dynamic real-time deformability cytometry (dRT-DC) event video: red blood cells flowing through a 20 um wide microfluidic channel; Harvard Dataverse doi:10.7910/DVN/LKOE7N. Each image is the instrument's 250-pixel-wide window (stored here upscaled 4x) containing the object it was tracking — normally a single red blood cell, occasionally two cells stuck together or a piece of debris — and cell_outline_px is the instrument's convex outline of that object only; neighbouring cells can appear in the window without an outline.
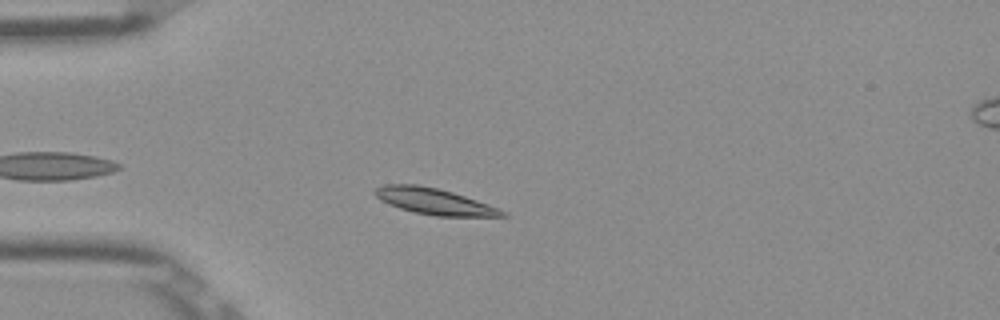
{"species": "Egyptian fruit bat (a non-hibernating species)", "species_latin": "Rousettus aegyptiacus", "temperature_condition": "room temperature", "stored_images_in_passage": 34, "camera_frame_rate_fps": 3000, "um_per_image_px": 0.085, "frame": {"image": 1, "passage_image": 6, "time_ms": 1.667, "image_size_px": [1000, 320], "cell_outline_px": [[508, 216], [436, 216], [416, 212], [400, 208], [388, 204], [380, 200], [372, 192], [376, 188], [384, 184], [416, 184], [436, 188], [452, 192], [488, 204], [508, 212]], "centroid_in_image_um": [36.89, 17.11], "position_along_channel_um": 48.1, "area_um2": 19.25}}
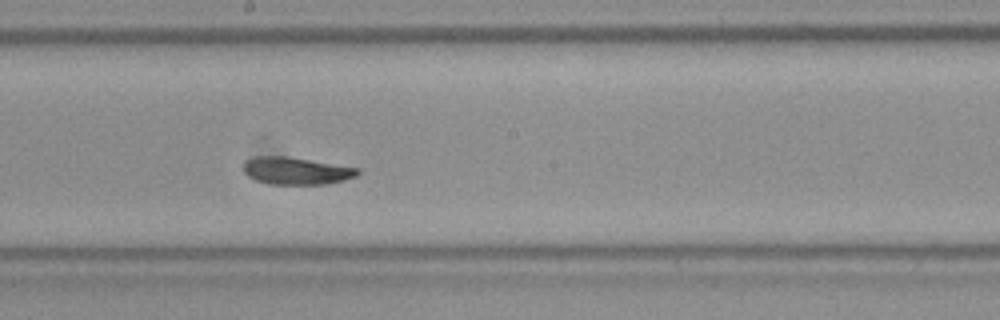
{"frame": {"image": 2, "passage_image": 21, "time_ms": 6.667, "image_size_px": [1000, 320], "cell_outline_px": [[360, 172], [356, 176], [344, 180], [328, 184], [268, 184], [256, 180], [248, 176], [244, 172], [244, 160], [252, 156], [288, 156], [360, 168]], "centroid_in_image_um": [25.17, 14.51], "position_along_channel_um": 223.0, "area_um2": 18.38}}
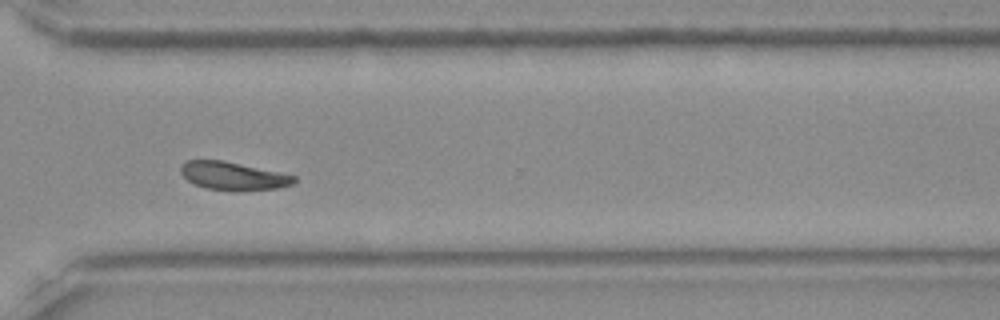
{"frame": {"image": 3, "passage_image": 31, "time_ms": 10.0, "image_size_px": [1000, 320], "cell_outline_px": [[296, 180], [292, 184], [280, 188], [236, 192], [208, 188], [196, 184], [188, 180], [180, 172], [180, 168], [188, 160], [224, 160], [296, 176]], "centroid_in_image_um": [19.85, 14.97], "position_along_channel_um": 350.8, "area_um2": 18.55}, "authors_computed_cell_mechanics": {"area_um2": 18.5827, "velocity_mm_per_s": 3.834, "shape_relaxation_time_tau1_ms": 4.1636, "shape_relaxation_time_tau2_ms": 2.4885, "deformation_change_tau1": 0.1327, "deformation_change_tau2": 0.046}}